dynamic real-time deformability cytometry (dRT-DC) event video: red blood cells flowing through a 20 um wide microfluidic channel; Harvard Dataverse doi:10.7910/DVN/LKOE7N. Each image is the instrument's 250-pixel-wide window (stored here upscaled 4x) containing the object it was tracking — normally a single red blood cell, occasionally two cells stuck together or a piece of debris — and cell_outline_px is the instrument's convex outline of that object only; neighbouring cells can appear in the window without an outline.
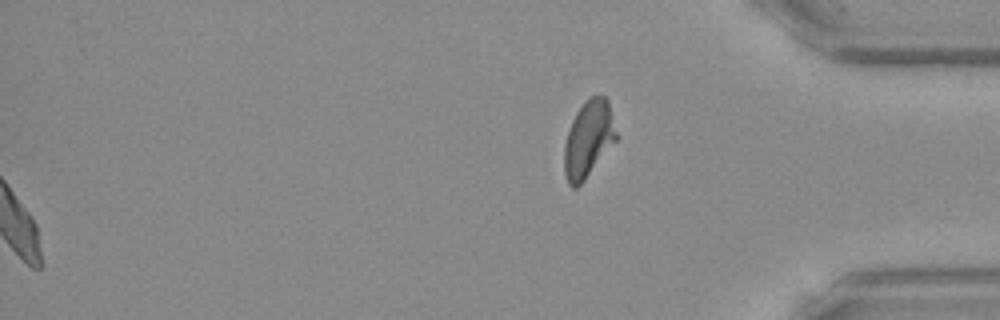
{"species": "Egyptian fruit bat (a non-hibernating species)", "species_latin": "Rousettus aegyptiacus", "temperature_condition": "warm", "stored_images_in_passage": 54, "segment_of_instrument_passage": [2, 2], "camera_frame_rate_fps": 3000, "um_per_image_px": 0.085, "frame": {"image": 1, "passage_image": 54, "time_ms": 17.667, "image_size_px": [1000, 320], "cell_outline_px": [[616, 140], [584, 180], [576, 188], [572, 188], [568, 184], [564, 172], [564, 144], [572, 120], [576, 112], [588, 96], [604, 96], [608, 100], [616, 132]], "centroid_in_image_um": [49.99, 11.82], "position_along_channel_um": 385.2, "area_um2": 22.95}}